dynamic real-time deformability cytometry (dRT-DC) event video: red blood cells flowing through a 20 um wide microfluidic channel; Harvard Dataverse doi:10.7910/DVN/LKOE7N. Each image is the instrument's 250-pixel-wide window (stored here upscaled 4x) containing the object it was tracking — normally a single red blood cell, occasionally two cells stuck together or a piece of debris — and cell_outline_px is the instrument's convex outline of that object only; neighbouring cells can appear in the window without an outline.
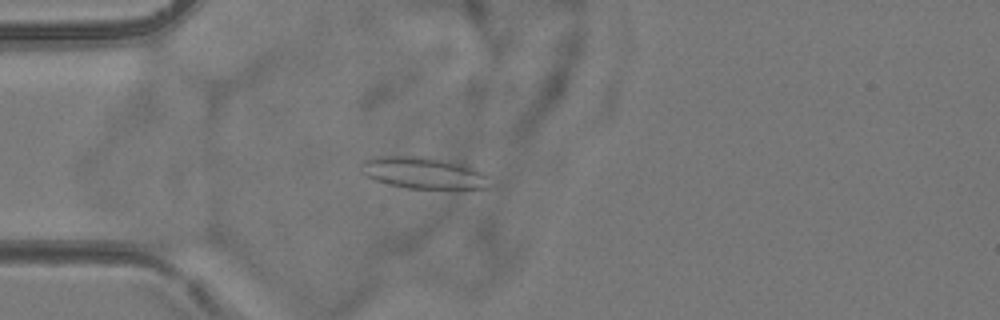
{"species": "common noctule bat (a hibernating species)", "species_latin": "Nyctalus noctula", "temperature_condition": "room temperature", "stored_images_in_passage": 4, "camera_frame_rate_fps": 3000, "um_per_image_px": 0.085, "animal": {"sex": "female", "body_mass_g": 24.6, "forearm_length_mm": 56.2}, "frame": {"image": 1, "passage_image": 4, "time_ms": 4.333, "image_size_px": [1000, 320], "cell_outline_px": [[488, 188], [456, 192], [408, 188], [388, 184], [376, 180], [360, 172], [360, 164], [364, 160], [376, 156], [428, 156], [468, 164], [484, 172], [488, 176]], "centroid_in_image_um": [36.11, 14.73], "position_along_channel_um": 48.9, "area_um2": 25.14}}